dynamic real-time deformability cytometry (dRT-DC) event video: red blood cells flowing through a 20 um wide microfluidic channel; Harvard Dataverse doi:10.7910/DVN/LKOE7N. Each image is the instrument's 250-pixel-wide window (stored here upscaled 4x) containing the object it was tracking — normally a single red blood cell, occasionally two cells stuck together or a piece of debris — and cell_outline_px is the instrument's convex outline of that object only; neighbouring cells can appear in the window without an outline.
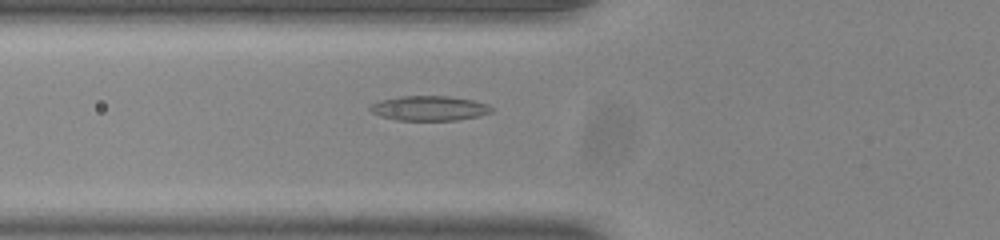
{"species": "common noctule bat (a hibernating species)", "species_latin": "Nyctalus noctula", "temperature_condition": "room temperature", "stored_images_in_passage": 38, "camera_frame_rate_fps": 3000, "um_per_image_px": 0.085, "animal": {"sex": "male", "body_mass_g": 20.0, "forearm_length_mm": 53.3}, "frame": {"image": 1, "passage_image": 5, "time_ms": 1.333, "image_size_px": [1000, 240], "cell_outline_px": [[492, 112], [480, 116], [456, 120], [396, 120], [380, 116], [372, 112], [368, 108], [372, 104], [380, 100], [400, 96], [448, 96], [472, 100], [488, 104], [492, 108]], "centroid_in_image_um": [36.49, 9.2], "position_along_channel_um": 89.3, "area_um2": 17.51}}
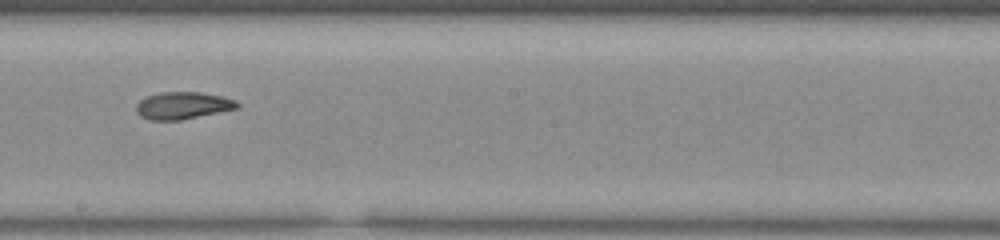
{"frame": {"image": 2, "passage_image": 16, "time_ms": 5.0, "image_size_px": [1000, 240], "cell_outline_px": [[240, 108], [180, 120], [148, 120], [140, 116], [136, 112], [136, 104], [144, 96], [160, 92], [200, 92], [220, 96], [236, 100], [240, 104]], "centroid_in_image_um": [15.52, 8.97], "position_along_channel_um": 232.7, "area_um2": 16.18}}
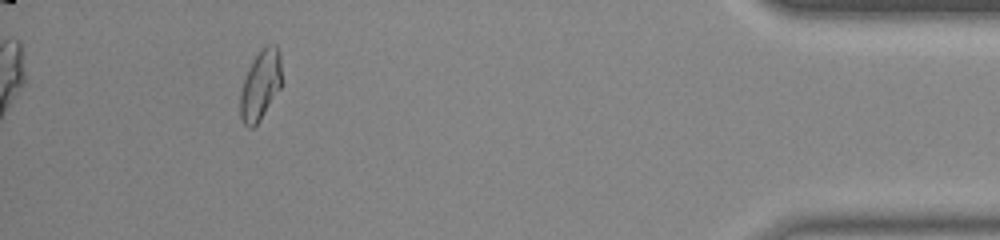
{"frame": {"image": 3, "passage_image": 34, "time_ms": 11.0, "image_size_px": [1000, 240], "cell_outline_px": [[280, 88], [260, 120], [252, 128], [248, 128], [244, 124], [240, 116], [240, 92], [244, 80], [252, 60], [268, 44], [276, 44], [280, 52]], "centroid_in_image_um": [22.12, 7.25], "position_along_channel_um": 413.1, "area_um2": 16.53}, "authors_computed_cell_mechanics": {"area_um2": 16.5597, "velocity_mm_per_s": 3.9014, "shape_relaxation_time_tau1_ms": 6.2284, "shape_relaxation_time_tau2_ms": 2.0926, "deformation_change_tau1": 0.1568, "deformation_change_tau2": 0.0737}}